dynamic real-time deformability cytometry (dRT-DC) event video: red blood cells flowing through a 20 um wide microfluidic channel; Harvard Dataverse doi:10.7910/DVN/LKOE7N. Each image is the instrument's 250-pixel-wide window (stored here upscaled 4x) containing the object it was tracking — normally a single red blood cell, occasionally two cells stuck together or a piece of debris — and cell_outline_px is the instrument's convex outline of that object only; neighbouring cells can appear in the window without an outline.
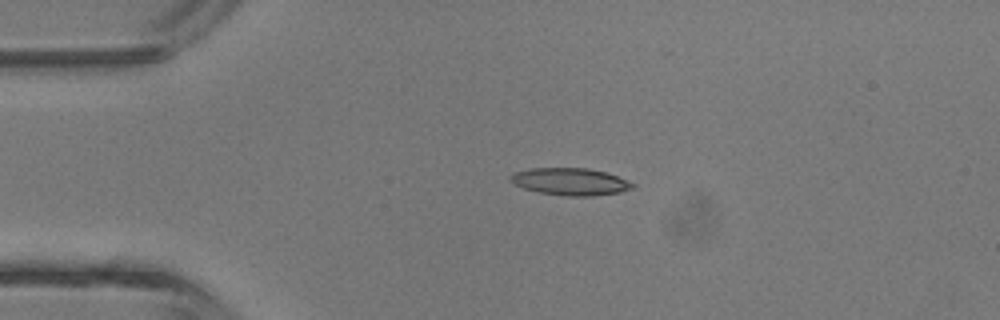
{"species": "common noctule bat (a hibernating species)", "species_latin": "Nyctalus noctula", "temperature_condition": "room temperature", "stored_images_in_passage": 4, "camera_frame_rate_fps": 3000, "um_per_image_px": 0.085, "animal": {"sex": "male", "body_mass_g": 13.3}, "frame": {"image": 1, "passage_image": 3, "time_ms": 2.333, "image_size_px": [1000, 320], "cell_outline_px": [[636, 184], [632, 188], [620, 192], [592, 196], [564, 196], [540, 192], [524, 188], [508, 180], [508, 176], [516, 172], [528, 168], [588, 168], [604, 172], [628, 180]], "centroid_in_image_um": [48.47, 15.43], "position_along_channel_um": 36.5, "area_um2": 19.31}}